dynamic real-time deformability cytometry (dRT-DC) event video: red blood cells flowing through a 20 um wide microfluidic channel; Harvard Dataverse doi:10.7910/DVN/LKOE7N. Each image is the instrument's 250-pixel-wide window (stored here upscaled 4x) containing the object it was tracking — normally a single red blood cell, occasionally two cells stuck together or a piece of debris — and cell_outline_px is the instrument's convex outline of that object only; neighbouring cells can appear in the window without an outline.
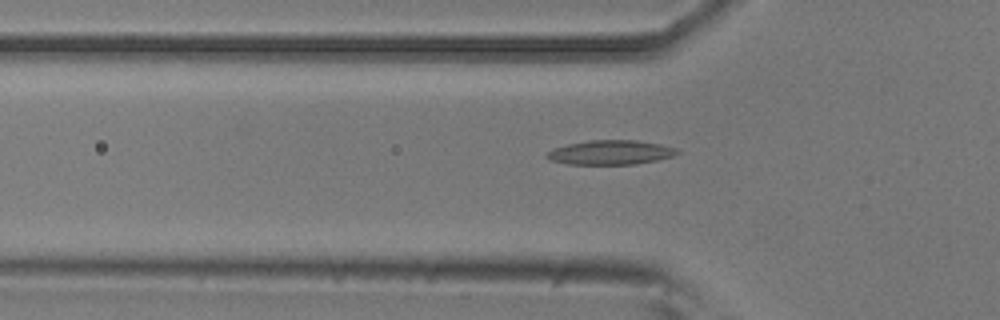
{"species": "common noctule bat (a hibernating species)", "species_latin": "Nyctalus noctula", "temperature_condition": "room temperature", "stored_images_in_passage": 41, "camera_frame_rate_fps": 3000, "um_per_image_px": 0.085, "animal": {"sex": "male", "body_mass_g": 20.5, "forearm_length_mm": 52.5}, "frame": {"image": 1, "passage_image": 13, "time_ms": 4.0, "image_size_px": [1000, 320], "cell_outline_px": [[680, 152], [672, 156], [656, 160], [636, 164], [568, 164], [548, 160], [544, 156], [552, 148], [568, 144], [588, 140], [636, 140], [660, 144], [676, 148]], "centroid_in_image_um": [51.85, 12.95], "position_along_channel_um": 73.9, "area_um2": 18.55}}
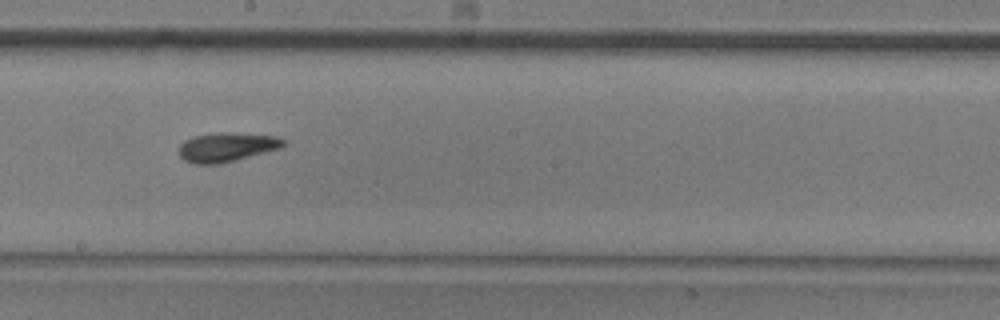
{"frame": {"image": 2, "passage_image": 27, "time_ms": 8.667, "image_size_px": [1000, 320], "cell_outline_px": [[284, 144], [280, 148], [236, 160], [220, 164], [196, 164], [184, 160], [180, 156], [180, 144], [184, 140], [196, 136], [224, 132], [232, 132], [276, 136], [284, 140]], "centroid_in_image_um": [19.27, 12.51], "position_along_channel_um": 228.9, "area_um2": 17.57}}
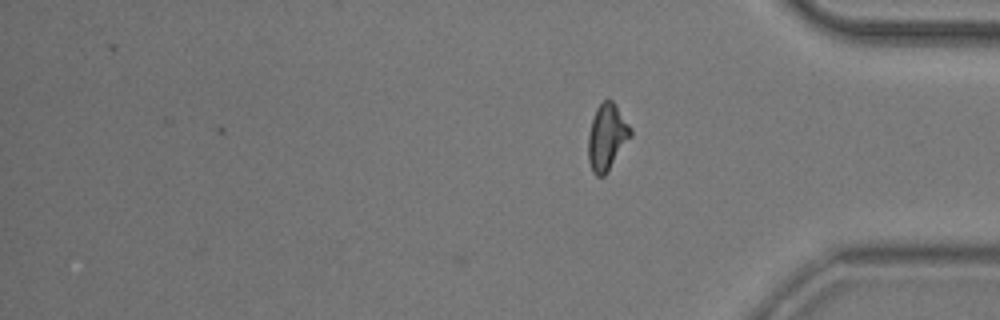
{"frame": {"image": 3, "passage_image": 41, "time_ms": 13.333, "image_size_px": [1000, 320], "cell_outline_px": [[632, 136], [604, 176], [596, 176], [592, 172], [588, 160], [588, 136], [592, 120], [596, 108], [604, 100], [612, 100], [616, 104], [632, 128]], "centroid_in_image_um": [51.6, 11.64], "position_along_channel_um": 383.6, "area_um2": 16.42}, "authors_computed_cell_mechanics": {"area_um2": 16.9932, "velocity_mm_per_s": 3.3414, "shape_relaxation_time_tau1_ms": 8.4764, "shape_relaxation_time_tau2_ms": 4.3942, "deformation_change_tau1": 0.2, "deformation_change_tau2": 0.1296}}